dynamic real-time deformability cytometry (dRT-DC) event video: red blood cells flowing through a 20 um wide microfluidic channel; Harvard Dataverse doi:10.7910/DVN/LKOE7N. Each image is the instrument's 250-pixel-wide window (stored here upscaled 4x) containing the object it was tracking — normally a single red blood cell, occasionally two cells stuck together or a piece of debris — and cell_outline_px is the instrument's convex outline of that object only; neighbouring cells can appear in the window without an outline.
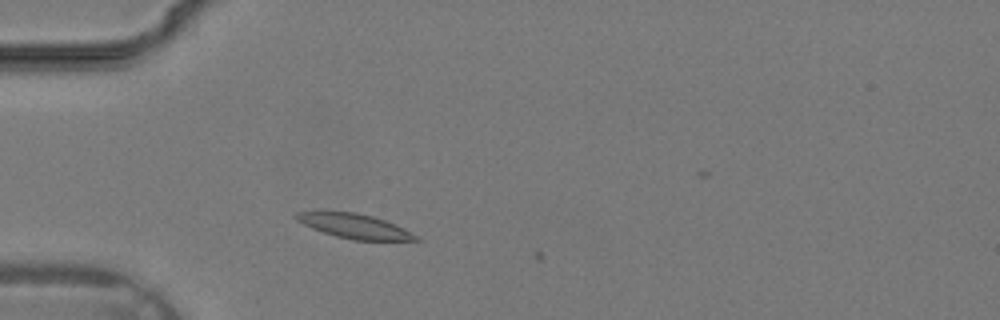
{"species": "common noctule bat (a hibernating species)", "species_latin": "Nyctalus noctula", "temperature_condition": "warm", "stored_images_in_passage": 2, "camera_frame_rate_fps": 3000, "um_per_image_px": 0.085, "animal": {"sex": "male", "body_mass_g": 19.2, "forearm_length_mm": 51.8}, "frame": {"image": 1, "passage_image": 1, "time_ms": 0.0, "image_size_px": [1000, 320], "cell_outline_px": [[420, 240], [352, 240], [336, 236], [312, 228], [296, 220], [292, 216], [296, 212], [356, 212], [372, 216], [384, 220], [404, 228], [420, 236]], "centroid_in_image_um": [30.15, 19.22], "position_along_channel_um": 54.8, "area_um2": 16.94}}